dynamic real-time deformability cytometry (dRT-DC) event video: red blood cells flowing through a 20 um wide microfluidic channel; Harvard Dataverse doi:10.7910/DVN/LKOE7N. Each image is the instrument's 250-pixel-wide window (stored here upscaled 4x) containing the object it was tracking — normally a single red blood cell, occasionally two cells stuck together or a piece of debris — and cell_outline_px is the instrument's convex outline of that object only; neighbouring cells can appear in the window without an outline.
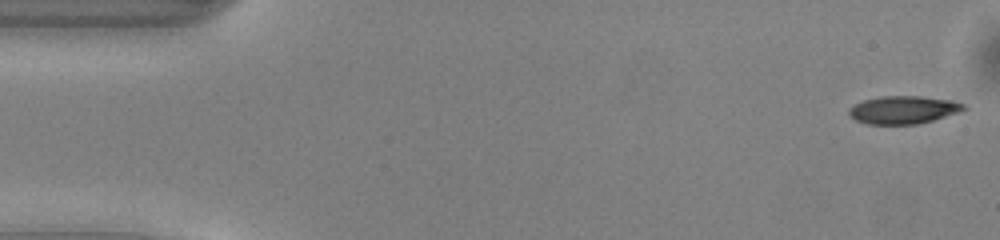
{"species": "common noctule bat (a hibernating species)", "species_latin": "Nyctalus noctula", "temperature_condition": "warm", "stored_images_in_passage": 14, "camera_frame_rate_fps": 3000, "um_per_image_px": 0.085, "animal": {"sex": "male", "body_mass_g": 13.0, "forearm_length_mm": 53.1}, "frame": {"image": 1, "passage_image": 1, "time_ms": 0.0, "image_size_px": [1000, 240], "cell_outline_px": [[968, 108], [932, 120], [916, 124], [868, 124], [856, 120], [848, 116], [848, 108], [864, 100], [880, 96], [920, 96], [952, 100], [964, 104]], "centroid_in_image_um": [76.74, 9.33], "position_along_channel_um": 8.3, "area_um2": 18.5}}
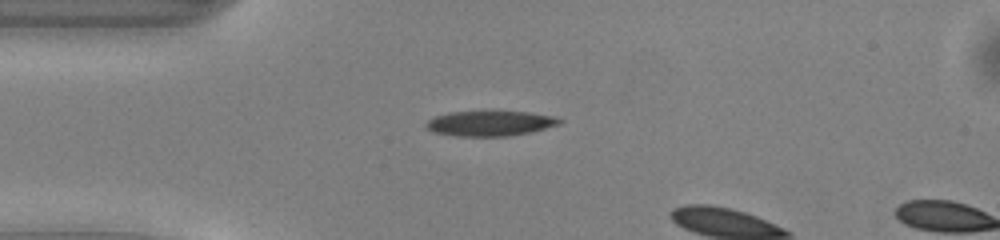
{"frame": {"image": 2, "passage_image": 12, "time_ms": 3.667, "image_size_px": [1000, 240], "cell_outline_px": [[564, 120], [560, 124], [528, 132], [508, 136], [456, 136], [436, 132], [428, 128], [424, 124], [432, 116], [448, 112], [528, 112], [556, 116]], "centroid_in_image_um": [41.65, 10.48], "position_along_channel_um": 43.3, "area_um2": 19.36}}